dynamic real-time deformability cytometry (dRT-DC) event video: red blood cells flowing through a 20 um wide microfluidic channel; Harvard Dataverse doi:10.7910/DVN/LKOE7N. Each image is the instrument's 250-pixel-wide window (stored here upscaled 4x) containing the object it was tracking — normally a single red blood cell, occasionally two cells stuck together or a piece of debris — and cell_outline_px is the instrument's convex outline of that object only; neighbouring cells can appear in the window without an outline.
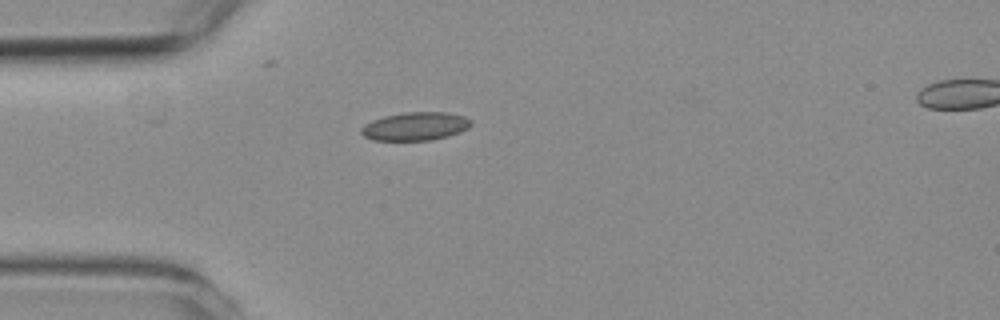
{"species": "common noctule bat (a hibernating species)", "species_latin": "Nyctalus noctula", "temperature_condition": "room temperature", "stored_images_in_passage": 41, "camera_frame_rate_fps": 3000, "um_per_image_px": 0.085, "animal": {"sex": "female", "body_mass_g": 19.3, "forearm_length_mm": 54.1}, "frame": {"image": 1, "passage_image": 1, "time_ms": 0.0, "image_size_px": [1000, 320], "cell_outline_px": [[472, 124], [468, 128], [460, 132], [448, 136], [432, 140], [372, 140], [364, 136], [360, 132], [360, 128], [364, 124], [372, 120], [384, 116], [404, 112], [444, 112], [464, 116], [472, 120]], "centroid_in_image_um": [35.3, 10.73], "position_along_channel_um": 49.7, "area_um2": 18.21}}
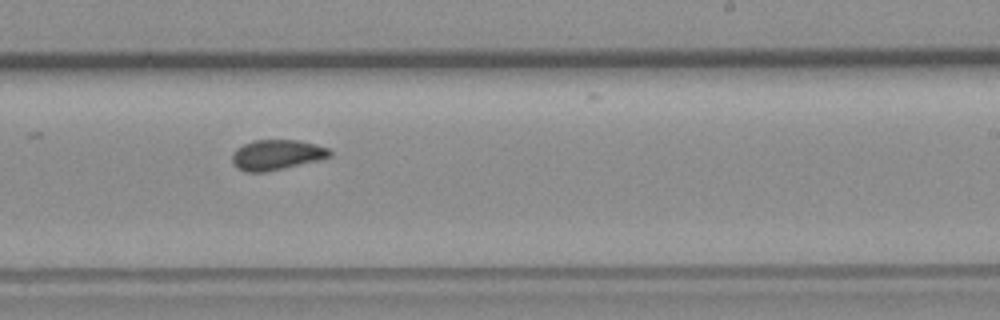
{"frame": {"image": 2, "passage_image": 19, "time_ms": 6.0, "image_size_px": [1000, 320], "cell_outline_px": [[332, 156], [320, 160], [284, 168], [264, 172], [248, 172], [232, 164], [232, 152], [236, 148], [252, 140], [300, 140], [316, 144], [328, 148], [332, 152]], "centroid_in_image_um": [23.53, 13.15], "position_along_channel_um": 265.5, "area_um2": 17.28}}
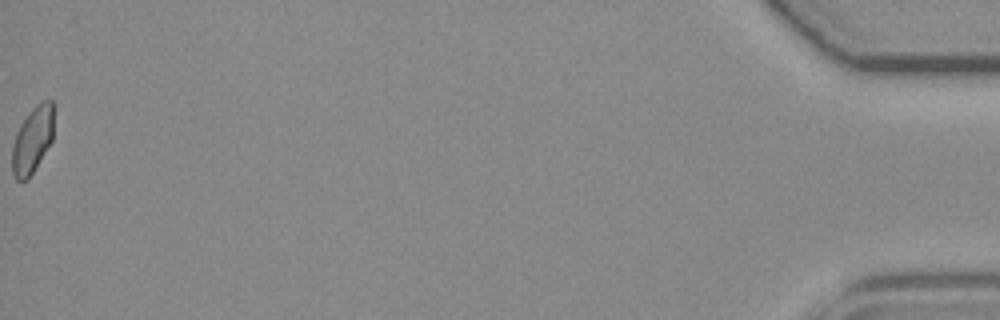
{"frame": {"image": 3, "passage_image": 41, "time_ms": 13.333, "image_size_px": [1000, 320], "cell_outline_px": [[52, 140], [28, 180], [16, 180], [12, 176], [12, 144], [16, 132], [20, 124], [28, 112], [36, 104], [44, 100], [52, 100]], "centroid_in_image_um": [2.72, 11.91], "position_along_channel_um": 432.5, "area_um2": 16.07}, "authors_computed_cell_mechanics": {"area_um2": 16.9354, "velocity_mm_per_s": 3.7662, "shape_relaxation_time_tau1_ms": null, "shape_relaxation_time_tau2_ms": 1.2987, "deformation_change_tau1": null, "deformation_change_tau2": 0.0555}}